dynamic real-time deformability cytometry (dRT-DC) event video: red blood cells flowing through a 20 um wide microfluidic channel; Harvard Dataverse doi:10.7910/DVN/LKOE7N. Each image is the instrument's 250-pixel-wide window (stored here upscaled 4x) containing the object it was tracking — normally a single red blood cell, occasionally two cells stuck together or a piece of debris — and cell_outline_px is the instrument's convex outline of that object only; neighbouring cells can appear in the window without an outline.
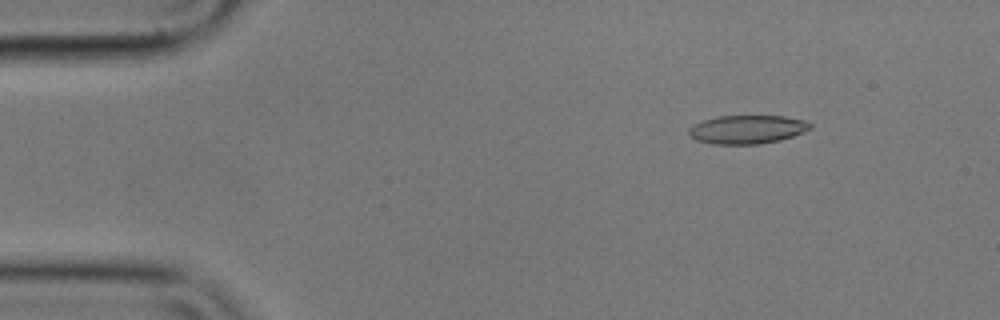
{"species": "common noctule bat (a hibernating species)", "species_latin": "Nyctalus noctula", "temperature_condition": "cold", "stored_images_in_passage": 55, "camera_frame_rate_fps": 3000, "um_per_image_px": 0.085, "animal": {"sex": "male", "body_mass_g": 17.9}, "frame": {"image": 1, "passage_image": 7, "time_ms": 2.0, "image_size_px": [1000, 320], "cell_outline_px": [[812, 128], [792, 136], [780, 140], [760, 144], [712, 144], [696, 140], [688, 132], [688, 128], [692, 124], [716, 116], [784, 116], [804, 120], [812, 124]], "centroid_in_image_um": [63.49, 11.0], "position_along_channel_um": 21.5, "area_um2": 20.23}}
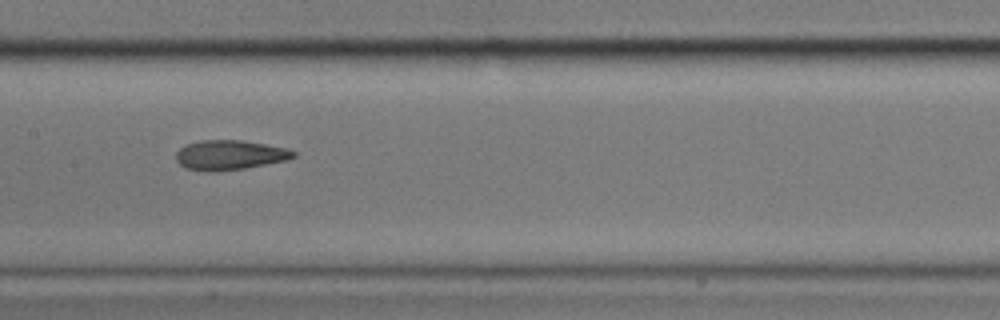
{"frame": {"image": 2, "passage_image": 27, "time_ms": 8.667, "image_size_px": [1000, 320], "cell_outline_px": [[296, 156], [288, 160], [244, 168], [216, 172], [212, 172], [184, 168], [176, 160], [176, 152], [180, 148], [188, 144], [200, 140], [240, 140], [288, 148], [296, 152]], "centroid_in_image_um": [19.53, 13.18], "position_along_channel_um": 187.9, "area_um2": 20.35}}
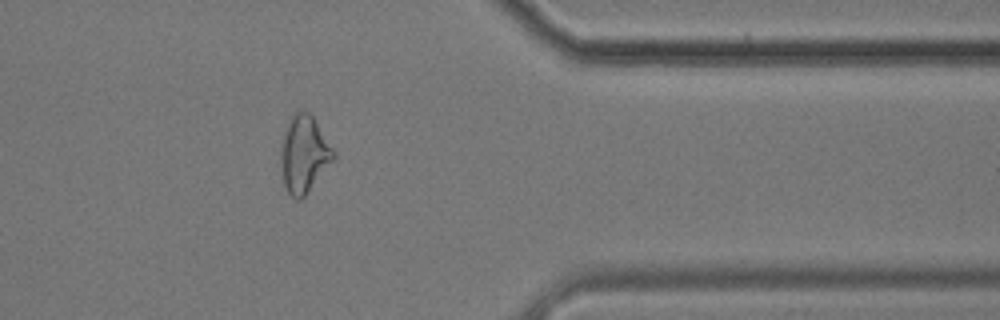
{"frame": {"image": 3, "passage_image": 45, "time_ms": 14.667, "image_size_px": [1000, 320], "cell_outline_px": [[336, 156], [304, 196], [300, 200], [296, 200], [288, 192], [284, 184], [280, 160], [280, 144], [288, 120], [292, 112], [296, 108], [308, 112], [312, 116], [336, 152]], "centroid_in_image_um": [25.81, 13.05], "position_along_channel_um": 385.6, "area_um2": 23.7}, "authors_computed_cell_mechanics": {"area_um2": 20.6346, "velocity_mm_per_s": 3.5618, "shape_relaxation_time_tau1_ms": 7.9015, "shape_relaxation_time_tau2_ms": 2.7676, "deformation_change_tau1": 0.1786, "deformation_change_tau2": 0.102}}